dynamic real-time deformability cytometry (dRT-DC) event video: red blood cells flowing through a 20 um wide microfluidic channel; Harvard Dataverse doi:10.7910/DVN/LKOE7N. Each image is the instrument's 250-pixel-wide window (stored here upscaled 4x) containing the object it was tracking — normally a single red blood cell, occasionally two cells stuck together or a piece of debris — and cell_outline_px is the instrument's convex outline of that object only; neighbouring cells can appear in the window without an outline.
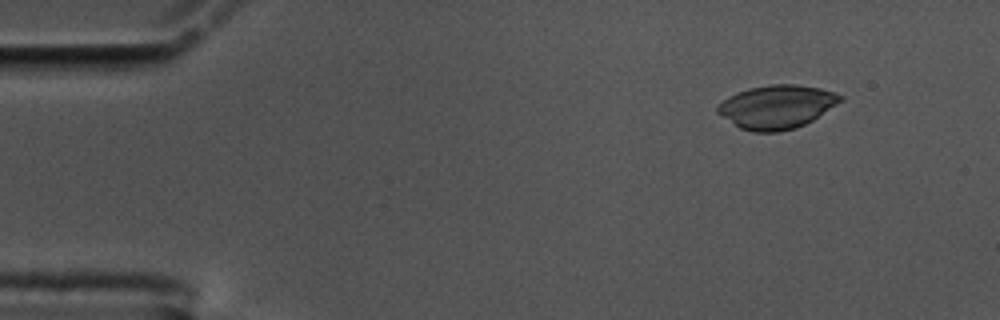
{"species": "common noctule bat (a hibernating species)", "species_latin": "Nyctalus noctula", "temperature_condition": "cold", "stored_images_in_passage": 51, "camera_frame_rate_fps": 3000, "um_per_image_px": 0.085, "animal": {"sex": "male", "body_mass_g": 17.5, "forearm_length_mm": 52.3}, "frame": {"image": 1, "passage_image": 1, "time_ms": 0.0, "image_size_px": [1000, 320], "cell_outline_px": [[844, 100], [812, 120], [796, 128], [780, 132], [752, 132], [740, 128], [716, 112], [716, 108], [728, 96], [736, 92], [748, 88], [772, 84], [792, 84], [820, 88], [844, 96]], "centroid_in_image_um": [66.02, 9.08], "position_along_channel_um": 19.0, "area_um2": 31.1}}
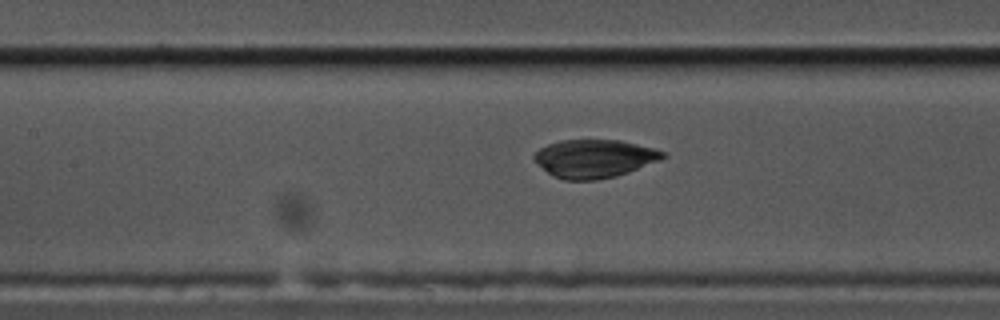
{"frame": {"image": 2, "passage_image": 20, "time_ms": 6.333, "image_size_px": [1000, 320], "cell_outline_px": [[668, 156], [660, 160], [628, 172], [616, 176], [596, 180], [564, 180], [552, 176], [536, 164], [532, 160], [532, 156], [540, 148], [548, 144], [560, 140], [620, 140], [656, 148], [668, 152]], "centroid_in_image_um": [50.52, 13.48], "position_along_channel_um": 156.9, "area_um2": 29.02}}
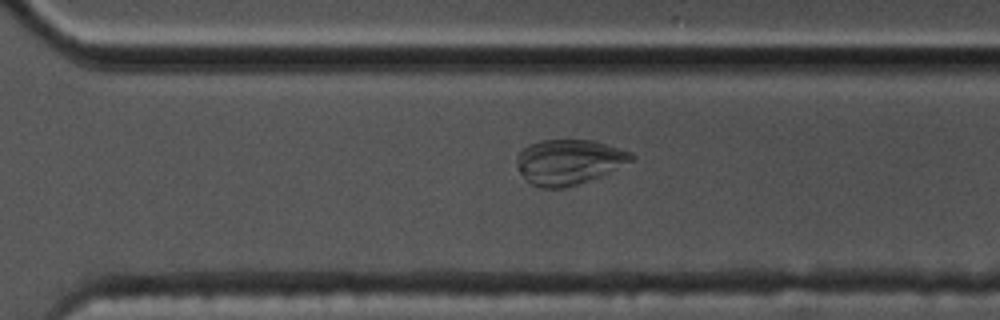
{"frame": {"image": 3, "passage_image": 34, "time_ms": 11.0, "image_size_px": [1000, 320], "cell_outline_px": [[636, 156], [632, 160], [600, 176], [564, 188], [540, 188], [532, 184], [520, 172], [516, 164], [516, 156], [528, 144], [540, 140], [592, 140], [632, 152]], "centroid_in_image_um": [48.32, 13.75], "position_along_channel_um": 322.3, "area_um2": 29.82}}